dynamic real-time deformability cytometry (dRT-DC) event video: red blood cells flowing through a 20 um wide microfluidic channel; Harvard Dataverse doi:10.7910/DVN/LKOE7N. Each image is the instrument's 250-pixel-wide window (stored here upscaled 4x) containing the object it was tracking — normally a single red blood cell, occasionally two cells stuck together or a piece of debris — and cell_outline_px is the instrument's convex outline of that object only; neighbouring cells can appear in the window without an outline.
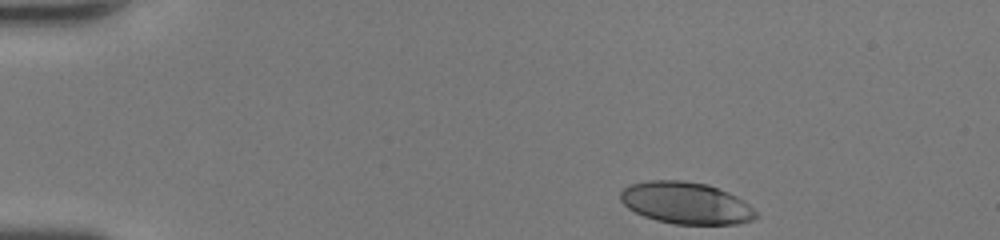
{"species": "human", "species_latin": "Homo sapiens", "temperature_condition": "room temperature", "stored_images_in_passage": 36, "camera_frame_rate_fps": 3000, "um_per_image_px": 0.085, "donor": {"sex": "female"}, "frame": {"image": 1, "passage_image": 1, "time_ms": 0.0, "image_size_px": [1000, 240], "cell_outline_px": [[756, 216], [752, 220], [736, 224], [676, 224], [656, 220], [644, 216], [628, 208], [620, 200], [620, 192], [628, 184], [648, 180], [684, 180], [708, 184], [728, 192], [744, 200], [756, 212]], "centroid_in_image_um": [58.28, 17.24], "position_along_channel_um": 26.7, "area_um2": 33.12}}
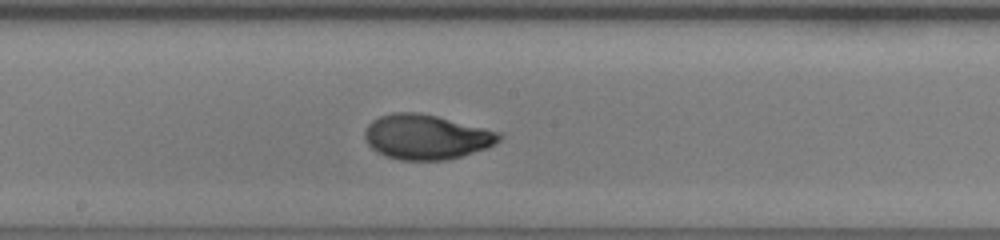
{"frame": {"image": 2, "passage_image": 20, "time_ms": 6.333, "image_size_px": [1000, 240], "cell_outline_px": [[504, 136], [496, 144], [488, 148], [460, 156], [444, 160], [400, 160], [384, 156], [376, 152], [368, 144], [364, 136], [364, 132], [368, 124], [372, 120], [380, 116], [392, 112], [420, 112], [500, 132]], "centroid_in_image_um": [36.22, 11.64], "position_along_channel_um": 212.0, "area_um2": 35.2}}
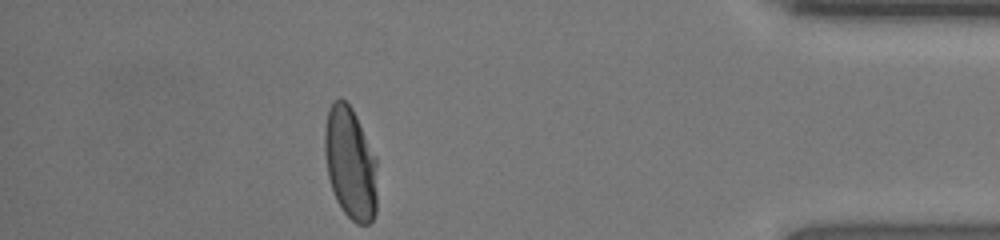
{"frame": {"image": 3, "passage_image": 36, "time_ms": 11.667, "image_size_px": [1000, 240], "cell_outline_px": [[376, 212], [372, 220], [368, 224], [356, 224], [340, 208], [336, 200], [328, 176], [324, 152], [324, 128], [328, 108], [332, 100], [340, 96], [352, 108], [376, 156]], "centroid_in_image_um": [29.76, 13.85], "position_along_channel_um": 405.4, "area_um2": 34.74}, "authors_computed_cell_mechanics": {"area_um2": 34.5066, "velocity_mm_per_s": 4.3797, "shape_relaxation_time_tau1_ms": 3.9641, "shape_relaxation_time_tau2_ms": null, "deformation_change_tau1": 0.2172, "deformation_change_tau2": null}}